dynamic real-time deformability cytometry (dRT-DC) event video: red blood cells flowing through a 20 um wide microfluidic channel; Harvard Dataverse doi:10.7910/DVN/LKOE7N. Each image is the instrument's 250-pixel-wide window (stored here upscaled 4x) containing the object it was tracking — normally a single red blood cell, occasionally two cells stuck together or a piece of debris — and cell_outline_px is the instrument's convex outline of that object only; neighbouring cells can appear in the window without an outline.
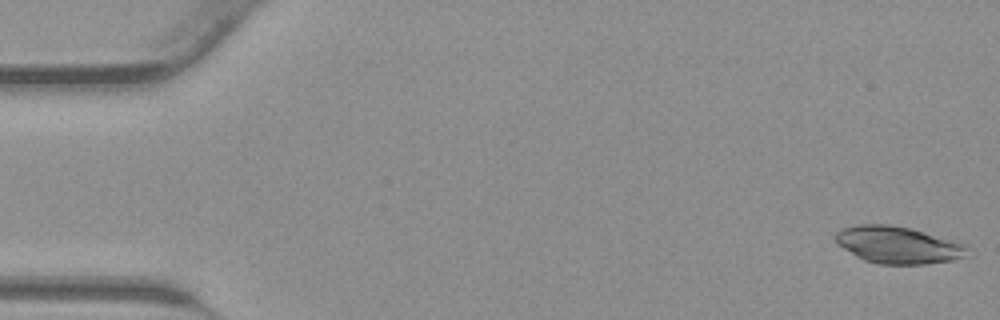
{"species": "common noctule bat (a hibernating species)", "species_latin": "Nyctalus noctula", "temperature_condition": "warm", "stored_images_in_passage": 42, "camera_frame_rate_fps": 3000, "um_per_image_px": 0.085, "animal": {"sex": "male", "body_mass_g": 23.1, "forearm_length_mm": 52.7}, "frame": {"image": 1, "passage_image": 1, "time_ms": 0.0, "image_size_px": [1000, 320], "cell_outline_px": [[968, 248], [964, 256], [952, 260], [924, 264], [880, 264], [864, 260], [856, 256], [836, 244], [832, 236], [836, 232], [844, 228], [856, 224], [888, 224], [912, 228], [968, 244]], "centroid_in_image_um": [76.3, 20.8], "position_along_channel_um": 8.7, "area_um2": 28.73}}